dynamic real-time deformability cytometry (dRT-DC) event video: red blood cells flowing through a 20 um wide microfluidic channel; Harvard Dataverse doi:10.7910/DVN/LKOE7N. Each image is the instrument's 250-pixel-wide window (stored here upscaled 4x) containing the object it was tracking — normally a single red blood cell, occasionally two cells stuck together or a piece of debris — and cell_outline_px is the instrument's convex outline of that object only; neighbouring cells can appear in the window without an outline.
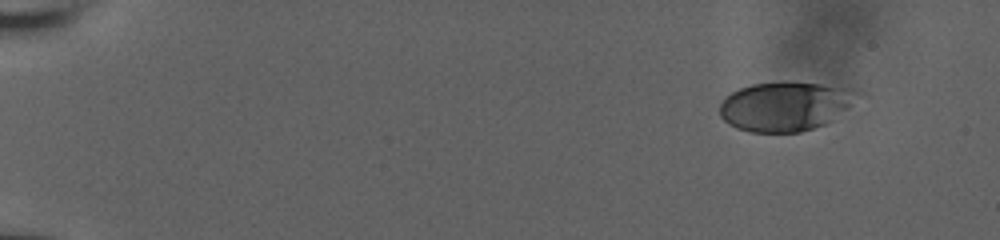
{"species": "human", "species_latin": "Homo sapiens", "temperature_condition": "room temperature", "stored_images_in_passage": 52, "camera_frame_rate_fps": 3000, "um_per_image_px": 0.085, "donor": {"sex": "male"}, "frame": {"image": 1, "passage_image": 1, "time_ms": 0.0, "image_size_px": [1000, 240], "cell_outline_px": [[860, 92], [832, 120], [824, 124], [800, 132], [748, 132], [736, 128], [728, 124], [720, 116], [720, 104], [732, 92], [740, 88], [752, 84], [784, 80], [820, 84], [848, 88]], "centroid_in_image_um": [66.66, 9.02], "position_along_channel_um": 18.3, "area_um2": 39.13}}
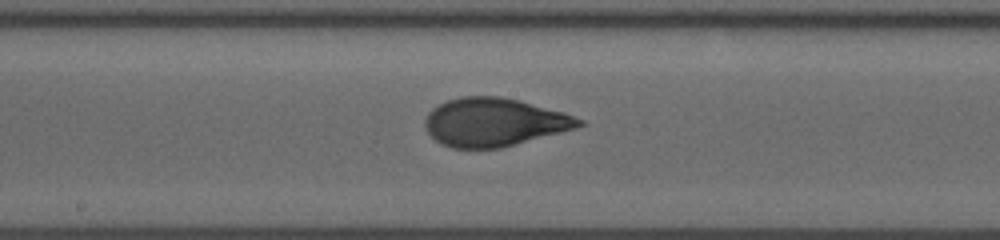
{"frame": {"image": 2, "passage_image": 28, "time_ms": 9.0, "image_size_px": [1000, 240], "cell_outline_px": [[584, 124], [576, 128], [500, 148], [452, 148], [440, 144], [428, 132], [424, 124], [424, 120], [428, 112], [436, 104], [460, 96], [500, 96], [520, 100], [564, 112], [584, 120]], "centroid_in_image_um": [41.98, 10.37], "position_along_channel_um": 206.2, "area_um2": 43.41}}
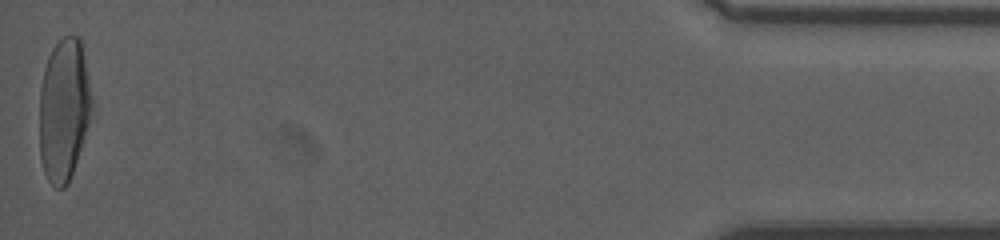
{"frame": {"image": 3, "passage_image": 52, "time_ms": 17.0, "image_size_px": [1000, 240], "cell_outline_px": [[96, 108], [68, 184], [64, 188], [56, 188], [48, 180], [44, 172], [40, 160], [40, 88], [44, 68], [48, 56], [52, 48], [64, 36], [76, 36], [80, 40]], "centroid_in_image_um": [5.47, 9.35], "position_along_channel_um": 429.7, "area_um2": 44.33}, "authors_computed_cell_mechanics": {"area_um2": 42.2807, "velocity_mm_per_s": 3.8214, "shape_relaxation_time_tau1_ms": 6.9458, "shape_relaxation_time_tau2_ms": null, "deformation_change_tau1": 0.2413, "deformation_change_tau2": null}}